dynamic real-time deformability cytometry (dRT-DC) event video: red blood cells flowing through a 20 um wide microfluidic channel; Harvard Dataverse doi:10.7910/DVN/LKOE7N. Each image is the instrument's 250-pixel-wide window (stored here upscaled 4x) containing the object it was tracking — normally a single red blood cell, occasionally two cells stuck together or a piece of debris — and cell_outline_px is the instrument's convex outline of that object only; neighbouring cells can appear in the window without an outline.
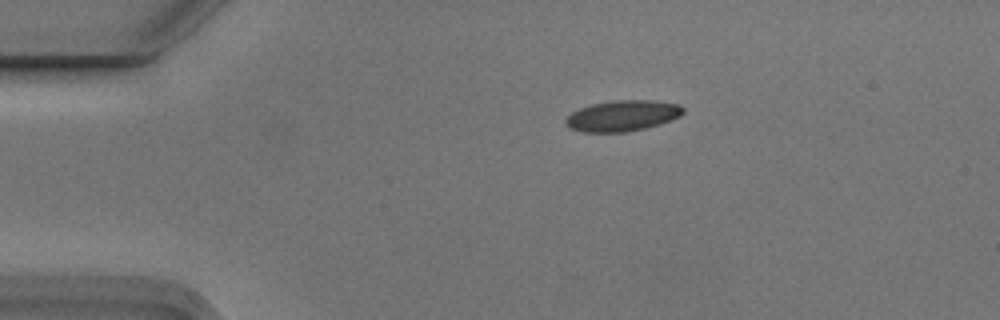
{"species": "Egyptian fruit bat (a non-hibernating species)", "species_latin": "Rousettus aegyptiacus", "temperature_condition": "cold", "stored_images_in_passage": 6, "camera_frame_rate_fps": 3000, "um_per_image_px": 0.085, "animal": {"sex": "male"}, "frame": {"image": 1, "passage_image": 1, "time_ms": 0.0, "image_size_px": [1000, 320], "cell_outline_px": [[684, 112], [680, 116], [672, 120], [660, 124], [644, 128], [624, 132], [584, 132], [572, 128], [564, 124], [564, 120], [572, 112], [580, 108], [592, 104], [616, 100], [656, 100], [680, 104], [684, 108]], "centroid_in_image_um": [52.95, 9.83], "position_along_channel_um": 32.1, "area_um2": 21.15}}
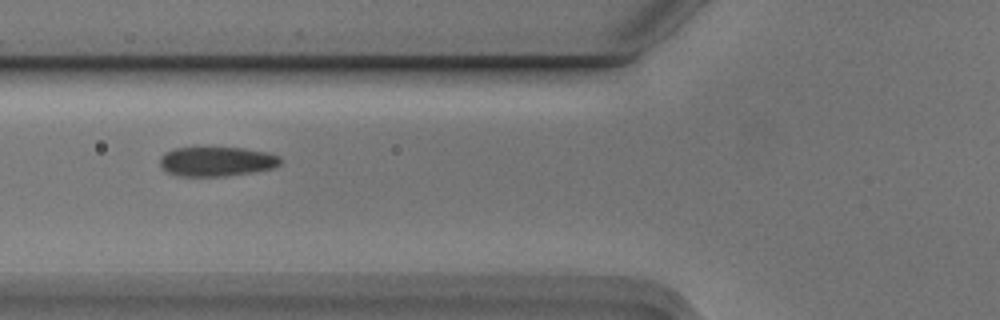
{"frame": {"image": 2, "passage_image": 4, "time_ms": 1.0, "image_size_px": [1000, 320], "cell_outline_px": [[280, 164], [272, 168], [252, 172], [224, 176], [176, 176], [164, 172], [160, 168], [160, 156], [164, 152], [176, 148], [244, 148], [268, 152], [280, 156]], "centroid_in_image_um": [18.36, 13.73], "position_along_channel_um": 107.4, "area_um2": 20.87}}
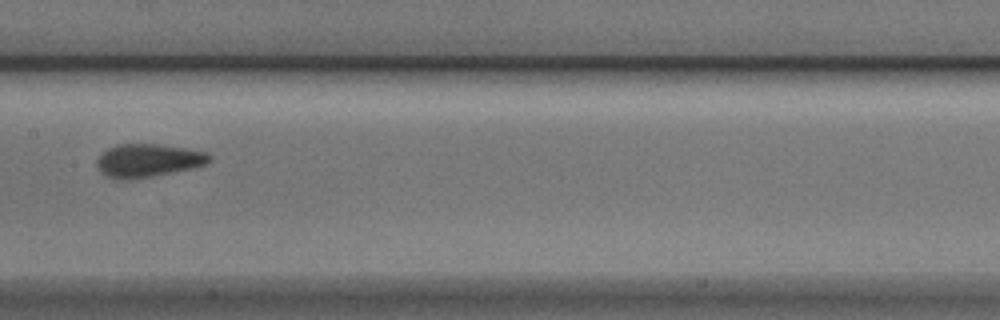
{"frame": {"image": 3, "passage_image": 6, "time_ms": 1.667, "image_size_px": [1000, 320], "cell_outline_px": [[212, 160], [204, 164], [192, 168], [152, 176], [128, 180], [108, 176], [96, 164], [96, 160], [108, 148], [120, 144], [156, 144], [184, 148], [204, 152], [212, 156]], "centroid_in_image_um": [12.61, 13.63], "position_along_channel_um": 194.8, "area_um2": 21.21}}